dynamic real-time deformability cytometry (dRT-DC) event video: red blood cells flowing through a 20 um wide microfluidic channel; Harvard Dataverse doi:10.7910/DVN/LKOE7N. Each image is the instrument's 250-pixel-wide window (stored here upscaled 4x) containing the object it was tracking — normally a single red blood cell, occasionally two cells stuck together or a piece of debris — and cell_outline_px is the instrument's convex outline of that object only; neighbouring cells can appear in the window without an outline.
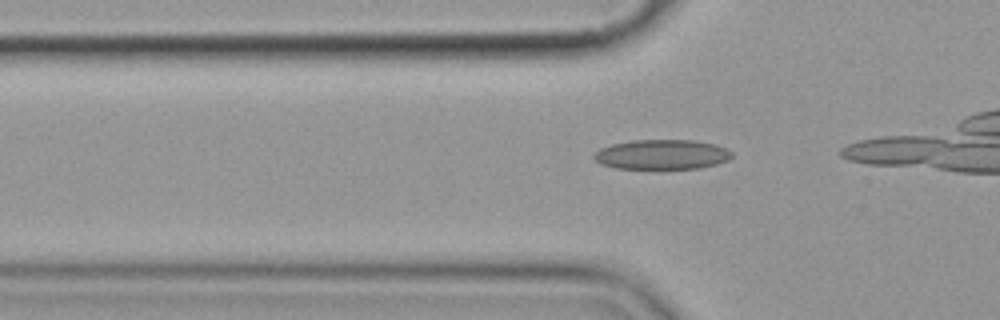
{"species": "common noctule bat (a hibernating species)", "species_latin": "Nyctalus noctula", "temperature_condition": "cold", "stored_images_in_passage": 6, "camera_frame_rate_fps": 3000, "um_per_image_px": 0.085, "animal": {"sex": "female", "body_mass_g": 19.9}, "frame": {"image": 1, "passage_image": 6, "time_ms": 5.667, "image_size_px": [1000, 320], "cell_outline_px": [[732, 156], [728, 160], [716, 164], [700, 168], [616, 168], [600, 164], [592, 156], [600, 148], [612, 144], [632, 140], [692, 140], [716, 144], [728, 148], [732, 152]], "centroid_in_image_um": [56.28, 13.12], "position_along_channel_um": 69.5, "area_um2": 23.93}}